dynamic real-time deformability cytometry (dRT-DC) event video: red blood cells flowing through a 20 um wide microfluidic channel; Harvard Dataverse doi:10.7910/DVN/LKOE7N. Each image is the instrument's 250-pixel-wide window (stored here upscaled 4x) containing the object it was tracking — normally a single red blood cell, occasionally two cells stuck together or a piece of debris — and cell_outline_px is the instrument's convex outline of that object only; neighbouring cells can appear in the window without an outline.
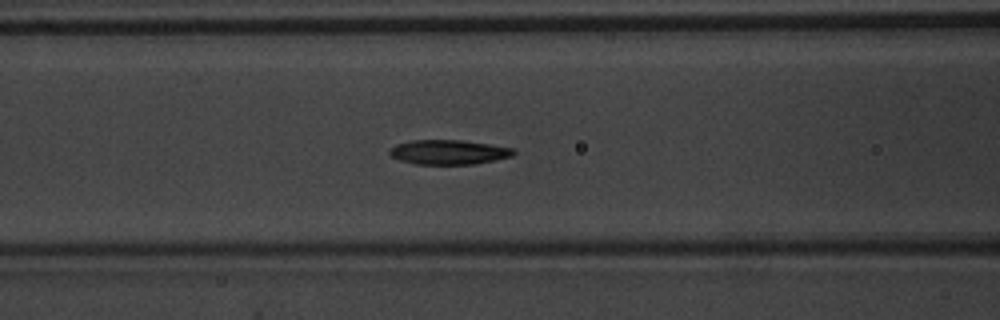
{"species": "common noctule bat (a hibernating species)", "species_latin": "Nyctalus noctula", "temperature_condition": "warm", "stored_images_in_passage": 42, "camera_frame_rate_fps": 3000, "um_per_image_px": 0.085, "animal": {"sex": "male", "body_mass_g": 20.1, "forearm_length_mm": 53.5}, "frame": {"image": 1, "passage_image": 11, "time_ms": 3.333, "image_size_px": [1000, 320], "cell_outline_px": [[516, 152], [512, 156], [476, 164], [416, 164], [400, 160], [392, 156], [388, 152], [396, 144], [412, 140], [460, 140], [516, 148]], "centroid_in_image_um": [38.16, 12.93], "position_along_channel_um": 128.4, "area_um2": 17.69}}
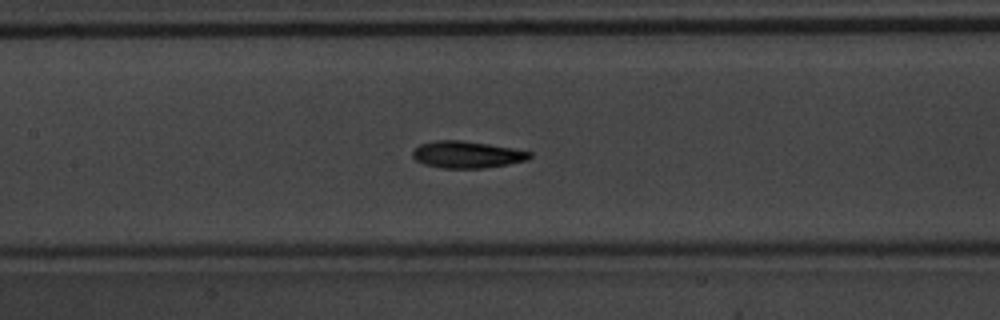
{"frame": {"image": 2, "passage_image": 14, "time_ms": 4.333, "image_size_px": [1000, 320], "cell_outline_px": [[532, 156], [528, 160], [508, 164], [484, 168], [440, 168], [424, 164], [416, 160], [412, 156], [412, 152], [420, 144], [436, 140], [464, 140], [512, 148], [532, 152]], "centroid_in_image_um": [39.69, 13.14], "position_along_channel_um": 167.7, "area_um2": 18.38}}
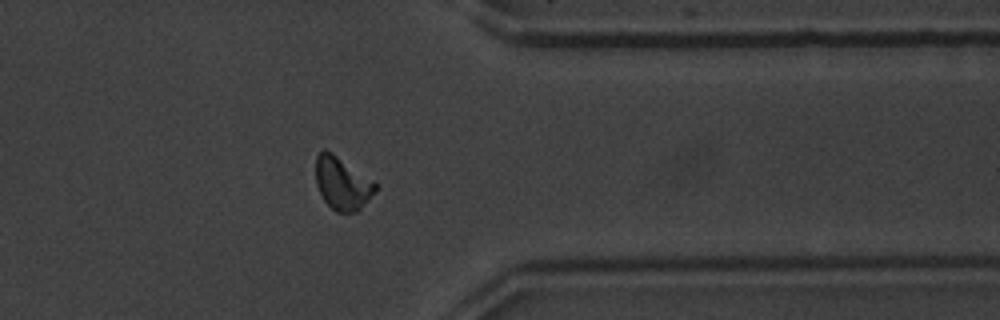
{"frame": {"image": 3, "passage_image": 31, "time_ms": 10.0, "image_size_px": [1000, 320], "cell_outline_px": [[376, 188], [360, 208], [356, 212], [336, 212], [324, 200], [316, 184], [316, 156], [324, 148], [332, 152], [376, 184]], "centroid_in_image_um": [29.03, 15.57], "position_along_channel_um": 382.4, "area_um2": 17.69}, "authors_computed_cell_mechanics": {"area_um2": 17.7157, "velocity_mm_per_s": 3.9092, "shape_relaxation_time_tau1_ms": 2.5046, "shape_relaxation_time_tau2_ms": 4.5126, "deformation_change_tau1": 0.1694, "deformation_change_tau2": 0.1287}}